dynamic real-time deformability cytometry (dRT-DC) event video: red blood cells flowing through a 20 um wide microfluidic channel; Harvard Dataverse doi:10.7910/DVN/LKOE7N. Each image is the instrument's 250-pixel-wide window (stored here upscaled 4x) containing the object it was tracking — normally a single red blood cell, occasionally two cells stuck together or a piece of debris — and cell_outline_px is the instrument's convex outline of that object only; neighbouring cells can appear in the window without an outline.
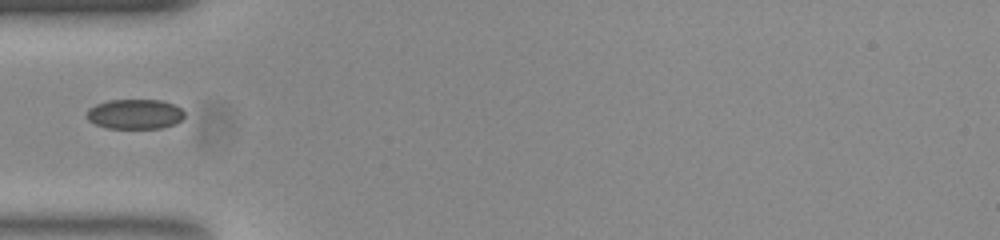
{"species": "common noctule bat (a hibernating species)", "species_latin": "Nyctalus noctula", "temperature_condition": "room temperature", "stored_images_in_passage": 6, "camera_frame_rate_fps": 3000, "um_per_image_px": 0.085, "animal": {"sex": "female", "body_mass_g": 23.0, "forearm_length_mm": 53.4}, "frame": {"image": 1, "passage_image": 1, "time_ms": 0.0, "image_size_px": [1000, 240], "cell_outline_px": [[184, 116], [176, 124], [160, 128], [108, 128], [96, 124], [88, 120], [88, 108], [96, 104], [108, 100], [160, 100], [176, 104], [184, 112]], "centroid_in_image_um": [11.49, 9.69], "position_along_channel_um": 73.5, "area_um2": 16.99}}